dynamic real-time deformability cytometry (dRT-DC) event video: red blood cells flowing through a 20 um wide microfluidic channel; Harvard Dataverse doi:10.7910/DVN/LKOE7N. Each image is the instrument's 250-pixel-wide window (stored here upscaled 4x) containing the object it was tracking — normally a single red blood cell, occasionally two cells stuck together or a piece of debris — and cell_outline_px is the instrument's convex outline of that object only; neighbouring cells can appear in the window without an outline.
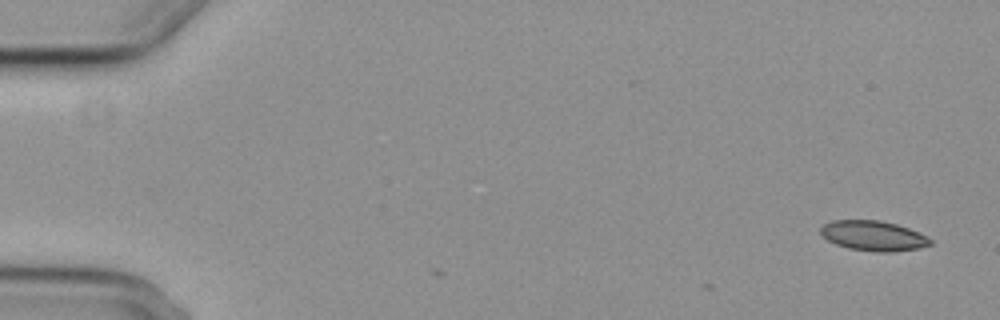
{"species": "common noctule bat (a hibernating species)", "species_latin": "Nyctalus noctula", "temperature_condition": "cold", "stored_images_in_passage": 5, "camera_frame_rate_fps": 3000, "um_per_image_px": 0.085, "animal": {"sex": "female", "body_mass_g": 29.2, "forearm_length_mm": 56.3}, "frame": {"image": 1, "passage_image": 1, "time_ms": 0.0, "image_size_px": [1000, 320], "cell_outline_px": [[932, 244], [920, 248], [892, 252], [876, 252], [848, 248], [836, 244], [820, 236], [820, 228], [824, 224], [832, 220], [880, 220], [896, 224], [908, 228], [928, 236], [932, 240]], "centroid_in_image_um": [74.23, 20.04], "position_along_channel_um": 10.8, "area_um2": 19.36}}
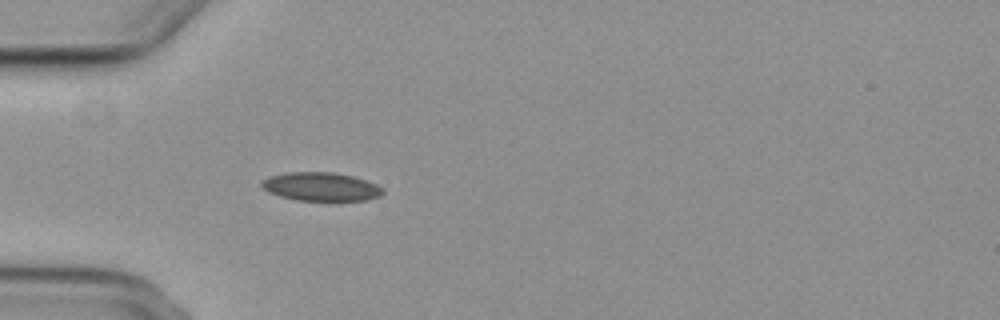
{"frame": {"image": 2, "passage_image": 5, "time_ms": 5.0, "image_size_px": [1000, 320], "cell_outline_px": [[384, 192], [380, 196], [368, 200], [296, 200], [280, 196], [268, 192], [260, 184], [260, 180], [268, 176], [284, 172], [332, 172], [352, 176], [376, 184], [384, 188]], "centroid_in_image_um": [27.25, 15.86], "position_along_channel_um": 57.8, "area_um2": 20.23}}